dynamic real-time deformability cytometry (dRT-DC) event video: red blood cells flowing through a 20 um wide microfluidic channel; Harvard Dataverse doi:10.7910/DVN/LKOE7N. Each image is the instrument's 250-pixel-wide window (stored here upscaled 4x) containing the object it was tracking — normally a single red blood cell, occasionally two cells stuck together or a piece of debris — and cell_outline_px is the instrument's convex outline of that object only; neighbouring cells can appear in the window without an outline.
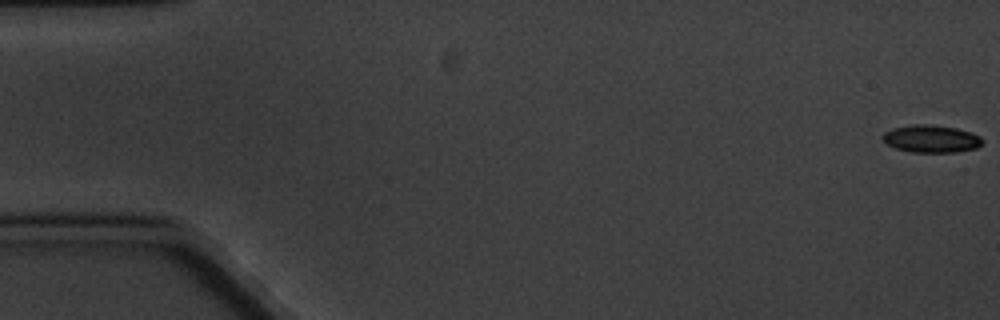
{"species": "common noctule bat (a hibernating species)", "species_latin": "Nyctalus noctula", "temperature_condition": "cold", "stored_images_in_passage": 5, "camera_frame_rate_fps": 3000, "um_per_image_px": 0.085, "animal": {"sex": "male", "body_mass_g": 20.1, "forearm_length_mm": 53.5}, "frame": {"image": 1, "passage_image": 1, "time_ms": 0.0, "image_size_px": [1000, 320], "cell_outline_px": [[984, 144], [976, 148], [956, 152], [912, 152], [896, 148], [888, 144], [880, 136], [884, 132], [892, 128], [912, 124], [928, 124], [956, 128], [972, 132], [980, 136], [984, 140]], "centroid_in_image_um": [79.18, 11.79], "position_along_channel_um": 5.8, "area_um2": 16.13}}
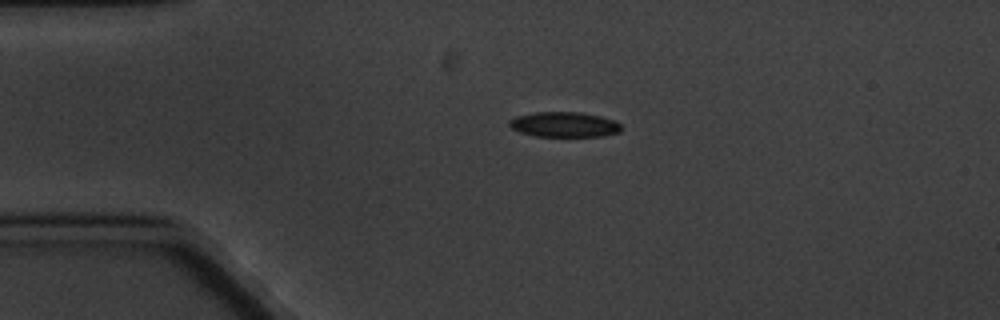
{"frame": {"image": 2, "passage_image": 4, "time_ms": 4.333, "image_size_px": [1000, 320], "cell_outline_px": [[620, 132], [604, 136], [536, 136], [520, 132], [512, 128], [508, 124], [508, 120], [516, 116], [536, 112], [580, 112], [600, 116], [616, 120], [620, 124]], "centroid_in_image_um": [47.96, 10.58], "position_along_channel_um": 37.0, "area_um2": 16.42}}